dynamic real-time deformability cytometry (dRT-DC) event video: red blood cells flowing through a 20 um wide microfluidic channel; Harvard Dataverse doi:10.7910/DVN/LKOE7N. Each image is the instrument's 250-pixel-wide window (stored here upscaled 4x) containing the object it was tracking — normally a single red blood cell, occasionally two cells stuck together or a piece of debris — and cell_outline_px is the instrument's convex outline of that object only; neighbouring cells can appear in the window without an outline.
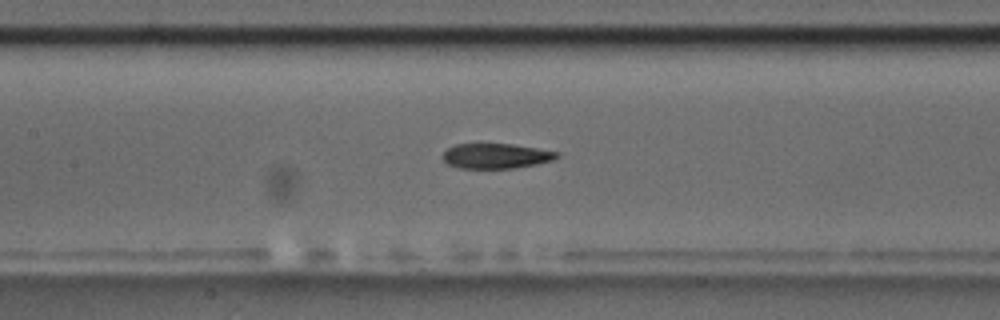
{"species": "common noctule bat (a hibernating species)", "species_latin": "Nyctalus noctula", "temperature_condition": "room temperature", "stored_images_in_passage": 17, "camera_frame_rate_fps": 3000, "um_per_image_px": 0.085, "animal": {"sex": "male", "body_mass_g": 17.5, "forearm_length_mm": 52.3}, "frame": {"image": 1, "passage_image": 15, "time_ms": 4.667, "image_size_px": [1000, 320], "cell_outline_px": [[560, 156], [556, 160], [516, 168], [460, 168], [448, 164], [440, 156], [448, 148], [456, 144], [512, 144], [560, 152]], "centroid_in_image_um": [42.19, 13.26], "position_along_channel_um": 165.2, "area_um2": 16.76}}